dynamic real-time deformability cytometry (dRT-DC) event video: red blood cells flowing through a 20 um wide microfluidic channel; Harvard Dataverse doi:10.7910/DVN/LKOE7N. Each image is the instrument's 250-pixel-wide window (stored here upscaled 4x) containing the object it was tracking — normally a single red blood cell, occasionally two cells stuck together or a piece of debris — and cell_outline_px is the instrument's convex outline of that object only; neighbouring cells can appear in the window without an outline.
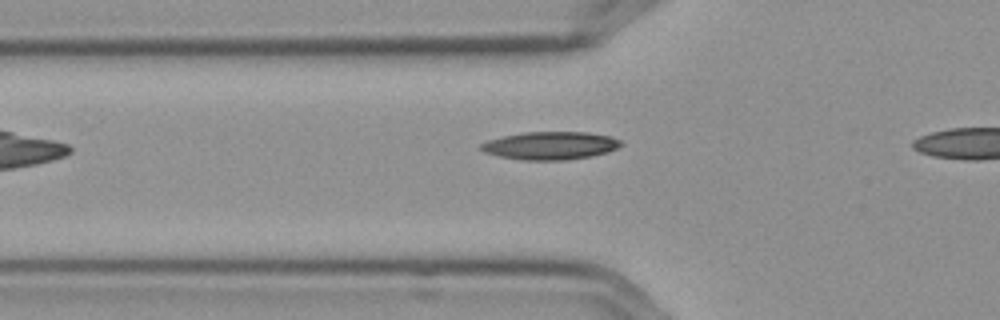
{"species": "Egyptian fruit bat (a non-hibernating species)", "species_latin": "Rousettus aegyptiacus", "temperature_condition": "cold", "stored_images_in_passage": 33, "camera_frame_rate_fps": 3000, "um_per_image_px": 0.085, "frame": {"image": 1, "passage_image": 6, "time_ms": 1.667, "image_size_px": [1000, 320], "cell_outline_px": [[624, 144], [608, 152], [592, 156], [564, 160], [524, 160], [500, 156], [484, 152], [480, 148], [480, 144], [488, 140], [504, 136], [524, 132], [588, 132], [612, 136], [620, 140]], "centroid_in_image_um": [46.81, 12.37], "position_along_channel_um": 79.0, "area_um2": 22.77}}
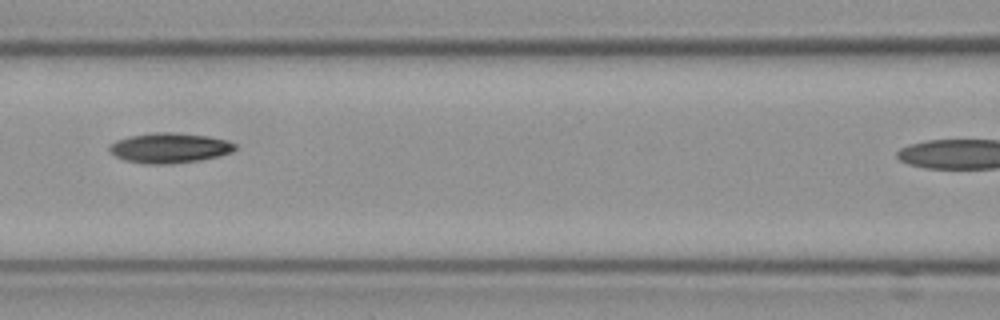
{"frame": {"image": 2, "passage_image": 12, "time_ms": 3.667, "image_size_px": [1000, 320], "cell_outline_px": [[236, 148], [232, 152], [200, 160], [168, 164], [148, 164], [124, 160], [108, 152], [108, 148], [116, 140], [128, 136], [156, 132], [176, 132], [208, 136], [228, 140], [236, 144]], "centroid_in_image_um": [14.4, 12.56], "position_along_channel_um": 152.2, "area_um2": 22.08}}
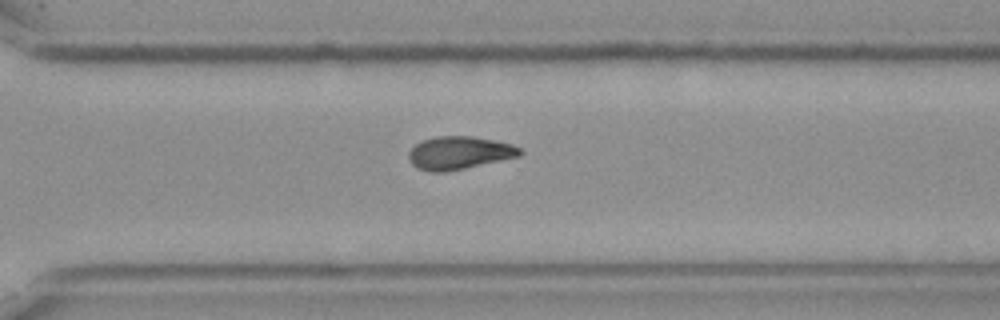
{"frame": {"image": 3, "passage_image": 27, "time_ms": 8.667, "image_size_px": [1000, 320], "cell_outline_px": [[524, 152], [520, 156], [464, 168], [444, 172], [428, 172], [416, 168], [412, 164], [408, 156], [408, 152], [420, 140], [436, 136], [472, 136], [512, 144], [520, 148]], "centroid_in_image_um": [39.01, 12.99], "position_along_channel_um": 331.6, "area_um2": 21.39}}